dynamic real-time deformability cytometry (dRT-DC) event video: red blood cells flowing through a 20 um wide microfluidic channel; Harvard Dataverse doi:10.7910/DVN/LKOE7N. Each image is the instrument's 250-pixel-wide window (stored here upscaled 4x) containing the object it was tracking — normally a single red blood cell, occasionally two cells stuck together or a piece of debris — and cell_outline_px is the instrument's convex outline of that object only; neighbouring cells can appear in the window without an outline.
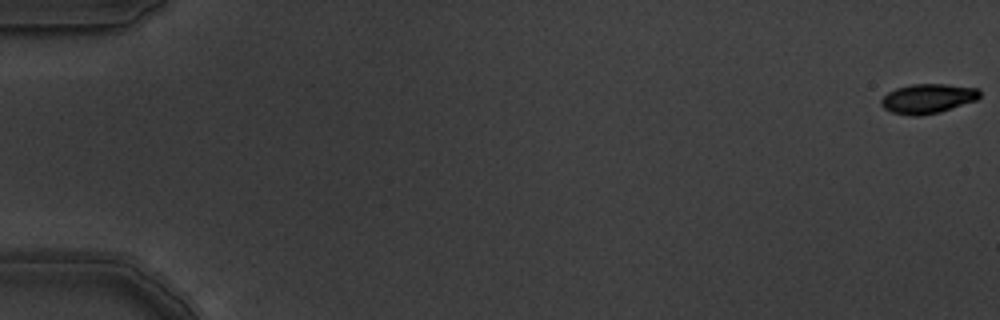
{"species": "common noctule bat (a hibernating species)", "species_latin": "Nyctalus noctula", "temperature_condition": "warm", "stored_images_in_passage": 5, "camera_frame_rate_fps": 3000, "um_per_image_px": 0.085, "animal": {"sex": "male", "body_mass_g": 19.5, "forearm_length_mm": 54.6}, "frame": {"image": 1, "passage_image": 1, "time_ms": 0.0, "image_size_px": [1000, 320], "cell_outline_px": [[980, 96], [976, 100], [940, 112], [916, 116], [912, 116], [892, 112], [884, 108], [880, 104], [880, 100], [888, 92], [896, 88], [912, 84], [944, 84], [976, 88], [980, 92]], "centroid_in_image_um": [78.83, 8.38], "position_along_channel_um": 6.2, "area_um2": 16.82}}